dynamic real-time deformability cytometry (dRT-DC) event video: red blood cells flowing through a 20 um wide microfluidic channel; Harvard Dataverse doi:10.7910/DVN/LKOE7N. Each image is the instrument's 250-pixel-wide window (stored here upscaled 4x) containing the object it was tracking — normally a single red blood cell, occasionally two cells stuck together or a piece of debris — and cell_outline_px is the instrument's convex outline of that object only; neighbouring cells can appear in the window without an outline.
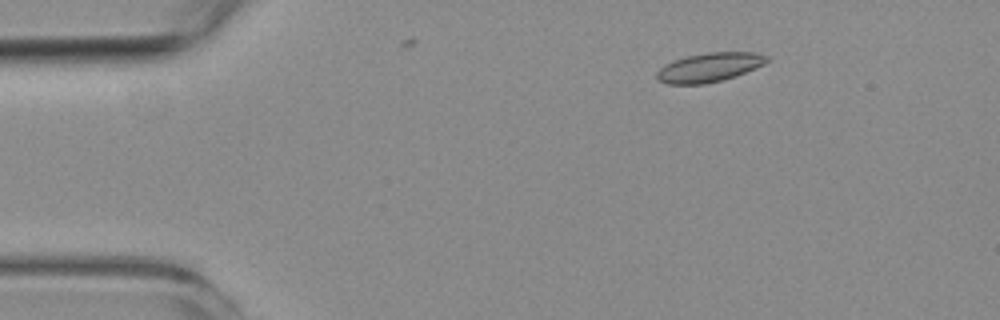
{"species": "common noctule bat (a hibernating species)", "species_latin": "Nyctalus noctula", "temperature_condition": "room temperature", "stored_images_in_passage": 5, "camera_frame_rate_fps": 3000, "um_per_image_px": 0.085, "animal": {"sex": "female", "body_mass_g": 19.3, "forearm_length_mm": 54.1}, "frame": {"image": 1, "passage_image": 2, "time_ms": 1.667, "image_size_px": [1000, 320], "cell_outline_px": [[768, 60], [764, 64], [736, 76], [704, 84], [668, 84], [656, 80], [656, 72], [664, 64], [672, 60], [688, 56], [708, 52], [756, 52], [768, 56]], "centroid_in_image_um": [60.26, 5.72], "position_along_channel_um": 24.7, "area_um2": 18.67}}
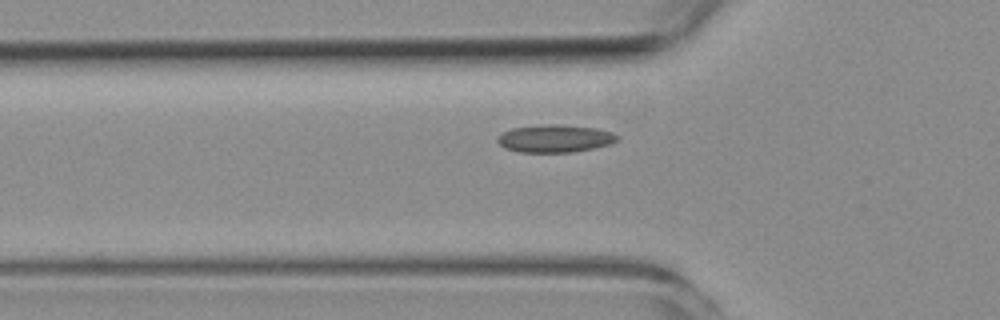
{"frame": {"image": 2, "passage_image": 4, "time_ms": 5.0, "image_size_px": [1000, 320], "cell_outline_px": [[620, 140], [608, 144], [592, 148], [572, 152], [520, 152], [504, 148], [496, 140], [496, 136], [512, 128], [544, 124], [556, 124], [596, 128], [612, 132], [620, 136]], "centroid_in_image_um": [47.16, 11.77], "position_along_channel_um": 78.6, "area_um2": 19.31}}
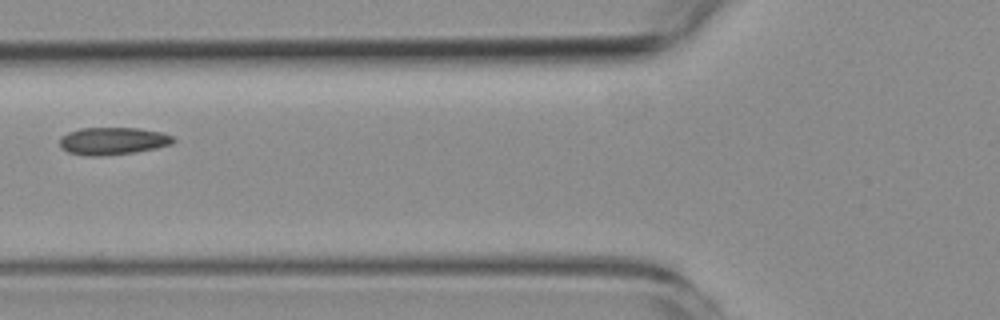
{"frame": {"image": 3, "passage_image": 5, "time_ms": 6.0, "image_size_px": [1000, 320], "cell_outline_px": [[176, 140], [172, 144], [156, 148], [136, 152], [104, 156], [88, 156], [68, 152], [60, 148], [60, 136], [68, 132], [80, 128], [140, 128], [164, 132], [172, 136]], "centroid_in_image_um": [9.6, 11.98], "position_along_channel_um": 116.2, "area_um2": 18.44}}